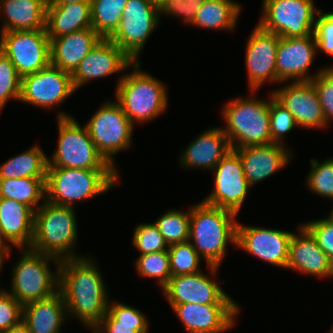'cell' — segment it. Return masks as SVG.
Segmentation results:
<instances>
[{
	"mask_svg": "<svg viewBox=\"0 0 333 333\" xmlns=\"http://www.w3.org/2000/svg\"><path fill=\"white\" fill-rule=\"evenodd\" d=\"M97 262L89 255L63 259L59 265V291L68 319L77 318L92 330L107 313L108 289Z\"/></svg>",
	"mask_w": 333,
	"mask_h": 333,
	"instance_id": "1",
	"label": "cell"
},
{
	"mask_svg": "<svg viewBox=\"0 0 333 333\" xmlns=\"http://www.w3.org/2000/svg\"><path fill=\"white\" fill-rule=\"evenodd\" d=\"M237 216L203 200L191 207L188 241L207 265L220 267L228 243L236 246Z\"/></svg>",
	"mask_w": 333,
	"mask_h": 333,
	"instance_id": "2",
	"label": "cell"
},
{
	"mask_svg": "<svg viewBox=\"0 0 333 333\" xmlns=\"http://www.w3.org/2000/svg\"><path fill=\"white\" fill-rule=\"evenodd\" d=\"M131 67L133 71L118 77L116 101L133 124L150 122L169 106L168 89L161 80L143 71L140 61Z\"/></svg>",
	"mask_w": 333,
	"mask_h": 333,
	"instance_id": "3",
	"label": "cell"
},
{
	"mask_svg": "<svg viewBox=\"0 0 333 333\" xmlns=\"http://www.w3.org/2000/svg\"><path fill=\"white\" fill-rule=\"evenodd\" d=\"M75 208L55 205L47 200L34 213L31 250L60 260L84 257L75 252L78 227Z\"/></svg>",
	"mask_w": 333,
	"mask_h": 333,
	"instance_id": "4",
	"label": "cell"
},
{
	"mask_svg": "<svg viewBox=\"0 0 333 333\" xmlns=\"http://www.w3.org/2000/svg\"><path fill=\"white\" fill-rule=\"evenodd\" d=\"M254 96L231 99L221 109L220 114L226 123L221 128L231 149L272 143L270 96L268 100Z\"/></svg>",
	"mask_w": 333,
	"mask_h": 333,
	"instance_id": "5",
	"label": "cell"
},
{
	"mask_svg": "<svg viewBox=\"0 0 333 333\" xmlns=\"http://www.w3.org/2000/svg\"><path fill=\"white\" fill-rule=\"evenodd\" d=\"M118 170L47 168L46 200L60 206L74 207L108 192L119 183Z\"/></svg>",
	"mask_w": 333,
	"mask_h": 333,
	"instance_id": "6",
	"label": "cell"
},
{
	"mask_svg": "<svg viewBox=\"0 0 333 333\" xmlns=\"http://www.w3.org/2000/svg\"><path fill=\"white\" fill-rule=\"evenodd\" d=\"M17 262L12 269L11 288L6 291L23 306L49 298L59 291L60 259L21 248ZM50 262H55V272L50 269Z\"/></svg>",
	"mask_w": 333,
	"mask_h": 333,
	"instance_id": "7",
	"label": "cell"
},
{
	"mask_svg": "<svg viewBox=\"0 0 333 333\" xmlns=\"http://www.w3.org/2000/svg\"><path fill=\"white\" fill-rule=\"evenodd\" d=\"M58 144L48 168H75L90 170H116L98 152L86 129L73 116L57 112Z\"/></svg>",
	"mask_w": 333,
	"mask_h": 333,
	"instance_id": "8",
	"label": "cell"
},
{
	"mask_svg": "<svg viewBox=\"0 0 333 333\" xmlns=\"http://www.w3.org/2000/svg\"><path fill=\"white\" fill-rule=\"evenodd\" d=\"M134 125L116 100L101 104L85 124L98 152L116 170L113 157L131 147Z\"/></svg>",
	"mask_w": 333,
	"mask_h": 333,
	"instance_id": "9",
	"label": "cell"
},
{
	"mask_svg": "<svg viewBox=\"0 0 333 333\" xmlns=\"http://www.w3.org/2000/svg\"><path fill=\"white\" fill-rule=\"evenodd\" d=\"M160 19L157 0H128L119 28L109 39L133 62H139L149 36L161 23Z\"/></svg>",
	"mask_w": 333,
	"mask_h": 333,
	"instance_id": "10",
	"label": "cell"
},
{
	"mask_svg": "<svg viewBox=\"0 0 333 333\" xmlns=\"http://www.w3.org/2000/svg\"><path fill=\"white\" fill-rule=\"evenodd\" d=\"M258 25L280 37L312 35L317 13L313 0H262Z\"/></svg>",
	"mask_w": 333,
	"mask_h": 333,
	"instance_id": "11",
	"label": "cell"
},
{
	"mask_svg": "<svg viewBox=\"0 0 333 333\" xmlns=\"http://www.w3.org/2000/svg\"><path fill=\"white\" fill-rule=\"evenodd\" d=\"M0 51L23 77L50 64V39L46 30L0 32Z\"/></svg>",
	"mask_w": 333,
	"mask_h": 333,
	"instance_id": "12",
	"label": "cell"
},
{
	"mask_svg": "<svg viewBox=\"0 0 333 333\" xmlns=\"http://www.w3.org/2000/svg\"><path fill=\"white\" fill-rule=\"evenodd\" d=\"M206 266L210 275L199 271L188 275L173 276L169 279L168 284L162 289V293L170 307L183 303L238 304L223 291L217 280L212 278L217 275L220 267Z\"/></svg>",
	"mask_w": 333,
	"mask_h": 333,
	"instance_id": "13",
	"label": "cell"
},
{
	"mask_svg": "<svg viewBox=\"0 0 333 333\" xmlns=\"http://www.w3.org/2000/svg\"><path fill=\"white\" fill-rule=\"evenodd\" d=\"M75 91L71 74L49 64L21 78L19 101L48 110L59 107Z\"/></svg>",
	"mask_w": 333,
	"mask_h": 333,
	"instance_id": "14",
	"label": "cell"
},
{
	"mask_svg": "<svg viewBox=\"0 0 333 333\" xmlns=\"http://www.w3.org/2000/svg\"><path fill=\"white\" fill-rule=\"evenodd\" d=\"M212 171L215 175L213 191L203 201L238 215L251 187L244 176L239 155L231 149Z\"/></svg>",
	"mask_w": 333,
	"mask_h": 333,
	"instance_id": "15",
	"label": "cell"
},
{
	"mask_svg": "<svg viewBox=\"0 0 333 333\" xmlns=\"http://www.w3.org/2000/svg\"><path fill=\"white\" fill-rule=\"evenodd\" d=\"M279 38V35L256 24L247 39L245 65L248 87L253 94L266 82L277 83L276 57Z\"/></svg>",
	"mask_w": 333,
	"mask_h": 333,
	"instance_id": "16",
	"label": "cell"
},
{
	"mask_svg": "<svg viewBox=\"0 0 333 333\" xmlns=\"http://www.w3.org/2000/svg\"><path fill=\"white\" fill-rule=\"evenodd\" d=\"M237 223L236 246L260 260L286 268L294 232Z\"/></svg>",
	"mask_w": 333,
	"mask_h": 333,
	"instance_id": "17",
	"label": "cell"
},
{
	"mask_svg": "<svg viewBox=\"0 0 333 333\" xmlns=\"http://www.w3.org/2000/svg\"><path fill=\"white\" fill-rule=\"evenodd\" d=\"M317 56L314 34L305 37H280L277 46V84L280 82L311 81L325 67L310 74Z\"/></svg>",
	"mask_w": 333,
	"mask_h": 333,
	"instance_id": "18",
	"label": "cell"
},
{
	"mask_svg": "<svg viewBox=\"0 0 333 333\" xmlns=\"http://www.w3.org/2000/svg\"><path fill=\"white\" fill-rule=\"evenodd\" d=\"M187 333H224L236 326L239 304L183 303L171 307Z\"/></svg>",
	"mask_w": 333,
	"mask_h": 333,
	"instance_id": "19",
	"label": "cell"
},
{
	"mask_svg": "<svg viewBox=\"0 0 333 333\" xmlns=\"http://www.w3.org/2000/svg\"><path fill=\"white\" fill-rule=\"evenodd\" d=\"M272 95L294 116L299 127L307 129L327 127L312 81H290L280 89H274Z\"/></svg>",
	"mask_w": 333,
	"mask_h": 333,
	"instance_id": "20",
	"label": "cell"
},
{
	"mask_svg": "<svg viewBox=\"0 0 333 333\" xmlns=\"http://www.w3.org/2000/svg\"><path fill=\"white\" fill-rule=\"evenodd\" d=\"M132 63L133 60L122 49L110 39L102 38L71 74L74 88L78 90L96 78L121 73Z\"/></svg>",
	"mask_w": 333,
	"mask_h": 333,
	"instance_id": "21",
	"label": "cell"
},
{
	"mask_svg": "<svg viewBox=\"0 0 333 333\" xmlns=\"http://www.w3.org/2000/svg\"><path fill=\"white\" fill-rule=\"evenodd\" d=\"M242 162L244 176L250 186L271 177L288 165L293 158V150L286 145H251L233 149Z\"/></svg>",
	"mask_w": 333,
	"mask_h": 333,
	"instance_id": "22",
	"label": "cell"
},
{
	"mask_svg": "<svg viewBox=\"0 0 333 333\" xmlns=\"http://www.w3.org/2000/svg\"><path fill=\"white\" fill-rule=\"evenodd\" d=\"M286 269L318 279L330 278L332 275V263L302 224L297 227V234L293 233L291 238Z\"/></svg>",
	"mask_w": 333,
	"mask_h": 333,
	"instance_id": "23",
	"label": "cell"
},
{
	"mask_svg": "<svg viewBox=\"0 0 333 333\" xmlns=\"http://www.w3.org/2000/svg\"><path fill=\"white\" fill-rule=\"evenodd\" d=\"M34 211L12 199L0 198V247L30 248L34 233Z\"/></svg>",
	"mask_w": 333,
	"mask_h": 333,
	"instance_id": "24",
	"label": "cell"
},
{
	"mask_svg": "<svg viewBox=\"0 0 333 333\" xmlns=\"http://www.w3.org/2000/svg\"><path fill=\"white\" fill-rule=\"evenodd\" d=\"M230 150V144L222 128L211 127L203 130L185 147L179 157V165L187 169L213 170Z\"/></svg>",
	"mask_w": 333,
	"mask_h": 333,
	"instance_id": "25",
	"label": "cell"
},
{
	"mask_svg": "<svg viewBox=\"0 0 333 333\" xmlns=\"http://www.w3.org/2000/svg\"><path fill=\"white\" fill-rule=\"evenodd\" d=\"M50 39V64L72 74L102 39L92 28Z\"/></svg>",
	"mask_w": 333,
	"mask_h": 333,
	"instance_id": "26",
	"label": "cell"
},
{
	"mask_svg": "<svg viewBox=\"0 0 333 333\" xmlns=\"http://www.w3.org/2000/svg\"><path fill=\"white\" fill-rule=\"evenodd\" d=\"M66 320H69L67 308L60 291L23 306L22 322L30 333H61Z\"/></svg>",
	"mask_w": 333,
	"mask_h": 333,
	"instance_id": "27",
	"label": "cell"
},
{
	"mask_svg": "<svg viewBox=\"0 0 333 333\" xmlns=\"http://www.w3.org/2000/svg\"><path fill=\"white\" fill-rule=\"evenodd\" d=\"M48 0H0V32L45 30ZM6 14V15H5Z\"/></svg>",
	"mask_w": 333,
	"mask_h": 333,
	"instance_id": "28",
	"label": "cell"
},
{
	"mask_svg": "<svg viewBox=\"0 0 333 333\" xmlns=\"http://www.w3.org/2000/svg\"><path fill=\"white\" fill-rule=\"evenodd\" d=\"M88 28H92L90 2L47 5L45 30L48 38H57Z\"/></svg>",
	"mask_w": 333,
	"mask_h": 333,
	"instance_id": "29",
	"label": "cell"
},
{
	"mask_svg": "<svg viewBox=\"0 0 333 333\" xmlns=\"http://www.w3.org/2000/svg\"><path fill=\"white\" fill-rule=\"evenodd\" d=\"M140 309L109 300L107 313L91 330L92 333H148L149 323Z\"/></svg>",
	"mask_w": 333,
	"mask_h": 333,
	"instance_id": "30",
	"label": "cell"
},
{
	"mask_svg": "<svg viewBox=\"0 0 333 333\" xmlns=\"http://www.w3.org/2000/svg\"><path fill=\"white\" fill-rule=\"evenodd\" d=\"M241 8L235 0H202L192 25L202 29L234 31Z\"/></svg>",
	"mask_w": 333,
	"mask_h": 333,
	"instance_id": "31",
	"label": "cell"
},
{
	"mask_svg": "<svg viewBox=\"0 0 333 333\" xmlns=\"http://www.w3.org/2000/svg\"><path fill=\"white\" fill-rule=\"evenodd\" d=\"M48 156L34 144L0 165V179L46 178Z\"/></svg>",
	"mask_w": 333,
	"mask_h": 333,
	"instance_id": "32",
	"label": "cell"
},
{
	"mask_svg": "<svg viewBox=\"0 0 333 333\" xmlns=\"http://www.w3.org/2000/svg\"><path fill=\"white\" fill-rule=\"evenodd\" d=\"M45 180L46 178L0 179V198L23 203L35 212L46 200Z\"/></svg>",
	"mask_w": 333,
	"mask_h": 333,
	"instance_id": "33",
	"label": "cell"
},
{
	"mask_svg": "<svg viewBox=\"0 0 333 333\" xmlns=\"http://www.w3.org/2000/svg\"><path fill=\"white\" fill-rule=\"evenodd\" d=\"M128 0H91L92 29L109 39L119 28L123 9Z\"/></svg>",
	"mask_w": 333,
	"mask_h": 333,
	"instance_id": "34",
	"label": "cell"
},
{
	"mask_svg": "<svg viewBox=\"0 0 333 333\" xmlns=\"http://www.w3.org/2000/svg\"><path fill=\"white\" fill-rule=\"evenodd\" d=\"M186 211L169 209L154 222L168 246L188 241L191 206Z\"/></svg>",
	"mask_w": 333,
	"mask_h": 333,
	"instance_id": "35",
	"label": "cell"
},
{
	"mask_svg": "<svg viewBox=\"0 0 333 333\" xmlns=\"http://www.w3.org/2000/svg\"><path fill=\"white\" fill-rule=\"evenodd\" d=\"M134 265L140 277L156 279L161 289L171 278L168 250L139 255Z\"/></svg>",
	"mask_w": 333,
	"mask_h": 333,
	"instance_id": "36",
	"label": "cell"
},
{
	"mask_svg": "<svg viewBox=\"0 0 333 333\" xmlns=\"http://www.w3.org/2000/svg\"><path fill=\"white\" fill-rule=\"evenodd\" d=\"M168 253L171 277L201 271L200 263L202 258L189 241L170 245Z\"/></svg>",
	"mask_w": 333,
	"mask_h": 333,
	"instance_id": "37",
	"label": "cell"
},
{
	"mask_svg": "<svg viewBox=\"0 0 333 333\" xmlns=\"http://www.w3.org/2000/svg\"><path fill=\"white\" fill-rule=\"evenodd\" d=\"M310 163L306 187L313 194L333 200V157L320 162L312 158Z\"/></svg>",
	"mask_w": 333,
	"mask_h": 333,
	"instance_id": "38",
	"label": "cell"
},
{
	"mask_svg": "<svg viewBox=\"0 0 333 333\" xmlns=\"http://www.w3.org/2000/svg\"><path fill=\"white\" fill-rule=\"evenodd\" d=\"M21 78L10 59L0 51V112L8 100L19 101Z\"/></svg>",
	"mask_w": 333,
	"mask_h": 333,
	"instance_id": "39",
	"label": "cell"
},
{
	"mask_svg": "<svg viewBox=\"0 0 333 333\" xmlns=\"http://www.w3.org/2000/svg\"><path fill=\"white\" fill-rule=\"evenodd\" d=\"M132 244L139 255L168 250L169 246L153 223H139L133 232Z\"/></svg>",
	"mask_w": 333,
	"mask_h": 333,
	"instance_id": "40",
	"label": "cell"
},
{
	"mask_svg": "<svg viewBox=\"0 0 333 333\" xmlns=\"http://www.w3.org/2000/svg\"><path fill=\"white\" fill-rule=\"evenodd\" d=\"M297 125L294 116L270 94V133L272 143L284 145V136Z\"/></svg>",
	"mask_w": 333,
	"mask_h": 333,
	"instance_id": "41",
	"label": "cell"
},
{
	"mask_svg": "<svg viewBox=\"0 0 333 333\" xmlns=\"http://www.w3.org/2000/svg\"><path fill=\"white\" fill-rule=\"evenodd\" d=\"M311 81L321 103L326 124L329 125L333 119V65L326 66Z\"/></svg>",
	"mask_w": 333,
	"mask_h": 333,
	"instance_id": "42",
	"label": "cell"
},
{
	"mask_svg": "<svg viewBox=\"0 0 333 333\" xmlns=\"http://www.w3.org/2000/svg\"><path fill=\"white\" fill-rule=\"evenodd\" d=\"M201 2L202 0H158L159 17L175 16L192 26Z\"/></svg>",
	"mask_w": 333,
	"mask_h": 333,
	"instance_id": "43",
	"label": "cell"
},
{
	"mask_svg": "<svg viewBox=\"0 0 333 333\" xmlns=\"http://www.w3.org/2000/svg\"><path fill=\"white\" fill-rule=\"evenodd\" d=\"M318 13L314 24V37L316 40L317 52L321 51L333 57V12Z\"/></svg>",
	"mask_w": 333,
	"mask_h": 333,
	"instance_id": "44",
	"label": "cell"
},
{
	"mask_svg": "<svg viewBox=\"0 0 333 333\" xmlns=\"http://www.w3.org/2000/svg\"><path fill=\"white\" fill-rule=\"evenodd\" d=\"M302 225L316 239L319 247L333 263V219L328 216L327 218L305 222V224L302 223Z\"/></svg>",
	"mask_w": 333,
	"mask_h": 333,
	"instance_id": "45",
	"label": "cell"
},
{
	"mask_svg": "<svg viewBox=\"0 0 333 333\" xmlns=\"http://www.w3.org/2000/svg\"><path fill=\"white\" fill-rule=\"evenodd\" d=\"M23 305L6 289L0 290V333L22 321Z\"/></svg>",
	"mask_w": 333,
	"mask_h": 333,
	"instance_id": "46",
	"label": "cell"
},
{
	"mask_svg": "<svg viewBox=\"0 0 333 333\" xmlns=\"http://www.w3.org/2000/svg\"><path fill=\"white\" fill-rule=\"evenodd\" d=\"M1 333H30L27 326L21 321L19 324L10 327Z\"/></svg>",
	"mask_w": 333,
	"mask_h": 333,
	"instance_id": "47",
	"label": "cell"
},
{
	"mask_svg": "<svg viewBox=\"0 0 333 333\" xmlns=\"http://www.w3.org/2000/svg\"><path fill=\"white\" fill-rule=\"evenodd\" d=\"M73 2H90L91 0H48L47 5H65Z\"/></svg>",
	"mask_w": 333,
	"mask_h": 333,
	"instance_id": "48",
	"label": "cell"
},
{
	"mask_svg": "<svg viewBox=\"0 0 333 333\" xmlns=\"http://www.w3.org/2000/svg\"><path fill=\"white\" fill-rule=\"evenodd\" d=\"M11 251H12V249H6L5 250L4 248L0 247V272L3 268L4 262L6 261V259H8V257H10Z\"/></svg>",
	"mask_w": 333,
	"mask_h": 333,
	"instance_id": "49",
	"label": "cell"
},
{
	"mask_svg": "<svg viewBox=\"0 0 333 333\" xmlns=\"http://www.w3.org/2000/svg\"><path fill=\"white\" fill-rule=\"evenodd\" d=\"M331 213L328 215L329 217H331L333 219V207L332 210L330 211Z\"/></svg>",
	"mask_w": 333,
	"mask_h": 333,
	"instance_id": "50",
	"label": "cell"
},
{
	"mask_svg": "<svg viewBox=\"0 0 333 333\" xmlns=\"http://www.w3.org/2000/svg\"><path fill=\"white\" fill-rule=\"evenodd\" d=\"M331 327L332 328L329 330V333H333V325Z\"/></svg>",
	"mask_w": 333,
	"mask_h": 333,
	"instance_id": "51",
	"label": "cell"
},
{
	"mask_svg": "<svg viewBox=\"0 0 333 333\" xmlns=\"http://www.w3.org/2000/svg\"><path fill=\"white\" fill-rule=\"evenodd\" d=\"M331 278H333V263H332V275H331Z\"/></svg>",
	"mask_w": 333,
	"mask_h": 333,
	"instance_id": "52",
	"label": "cell"
}]
</instances>
